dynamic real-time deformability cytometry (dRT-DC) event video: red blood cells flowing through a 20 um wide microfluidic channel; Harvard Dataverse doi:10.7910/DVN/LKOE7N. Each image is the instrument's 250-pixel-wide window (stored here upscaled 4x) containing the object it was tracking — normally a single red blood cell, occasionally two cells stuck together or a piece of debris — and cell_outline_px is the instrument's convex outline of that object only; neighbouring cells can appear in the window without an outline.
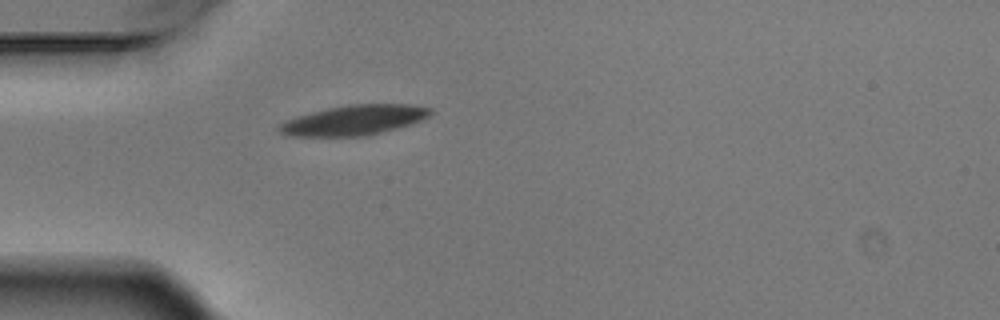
{"species": "Egyptian fruit bat (a non-hibernating species)", "species_latin": "Rousettus aegyptiacus", "temperature_condition": "warm", "stored_images_in_passage": 1, "camera_frame_rate_fps": 3000, "um_per_image_px": 0.085, "animal": {"sex": "male"}, "frame": {"image": 1, "passage_image": 1, "time_ms": 0.0, "image_size_px": [1000, 320], "cell_outline_px": [[432, 112], [428, 116], [412, 124], [368, 136], [288, 136], [280, 132], [276, 128], [280, 124], [288, 120], [312, 112], [328, 108], [348, 104], [412, 104], [432, 108]], "centroid_in_image_um": [30.13, 10.21], "position_along_channel_um": 54.9, "area_um2": 26.36}}